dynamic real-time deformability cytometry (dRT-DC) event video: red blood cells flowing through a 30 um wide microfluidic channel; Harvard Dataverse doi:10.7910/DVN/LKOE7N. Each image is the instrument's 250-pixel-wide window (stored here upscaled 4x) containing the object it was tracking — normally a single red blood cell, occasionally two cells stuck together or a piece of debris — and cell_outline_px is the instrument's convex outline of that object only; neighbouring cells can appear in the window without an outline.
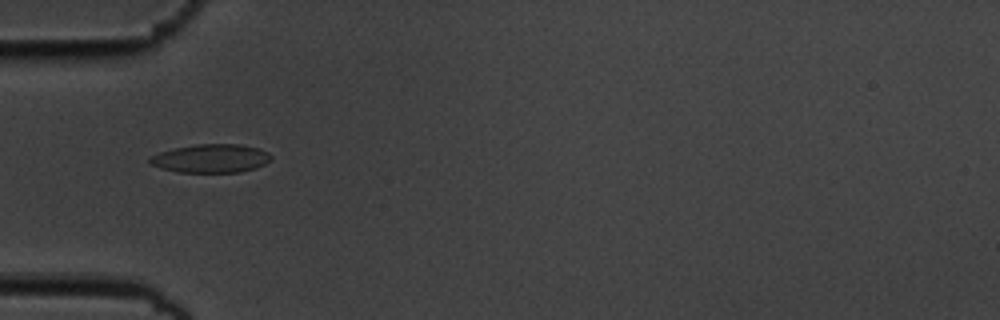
{"species": "common noctule bat (a hibernating species)", "species_latin": "Nyctalus noctula", "temperature_condition": "cold", "stored_images_in_passage": 38, "camera_frame_rate_fps": 3000, "um_per_image_px": 0.085, "animal": {"sex": "male", "body_mass_g": 19.5, "forearm_length_mm": 54.6}, "frame": {"image": 1, "passage_image": 1, "time_ms": 0.0, "image_size_px": [1000, 320], "cell_outline_px": [[272, 160], [256, 168], [240, 172], [176, 172], [160, 168], [148, 164], [148, 160], [152, 156], [160, 152], [176, 148], [196, 144], [240, 144], [260, 148], [268, 152], [272, 156]], "centroid_in_image_um": [17.95, 13.47], "position_along_channel_um": 67.1, "area_um2": 20.29}}
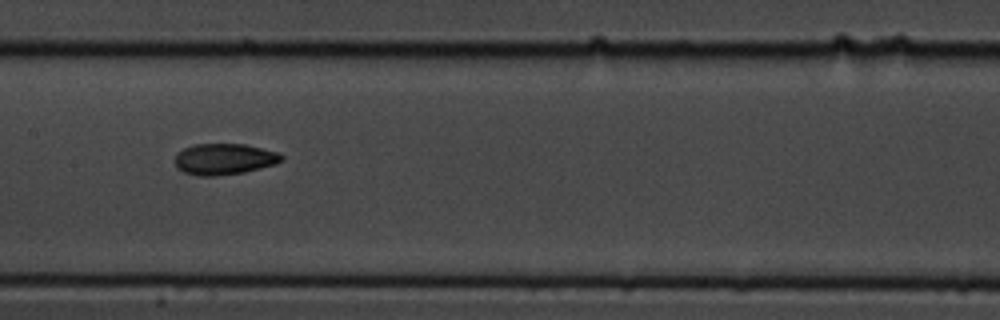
{"frame": {"image": 2, "passage_image": 11, "time_ms": 3.333, "image_size_px": [1000, 320], "cell_outline_px": [[284, 160], [276, 164], [244, 172], [216, 176], [200, 176], [184, 172], [176, 168], [176, 152], [184, 148], [196, 144], [244, 144], [280, 152], [284, 156]], "centroid_in_image_um": [19.09, 13.52], "position_along_channel_um": 188.3, "area_um2": 19.48}}
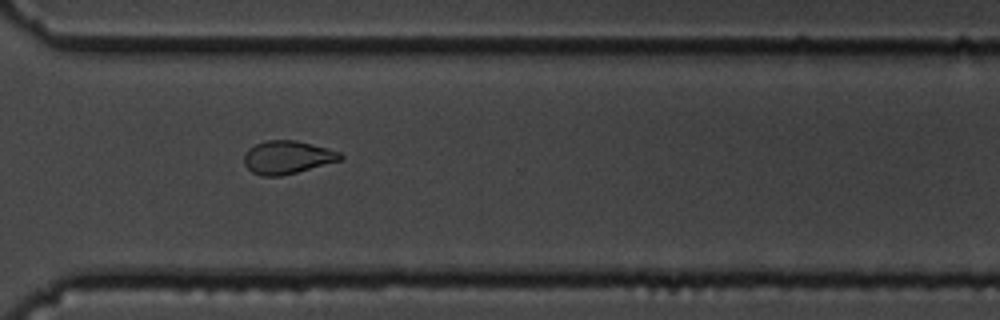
{"frame": {"image": 3, "passage_image": 24, "time_ms": 7.667, "image_size_px": [1000, 320], "cell_outline_px": [[344, 160], [280, 176], [260, 176], [252, 172], [244, 164], [244, 152], [248, 148], [256, 144], [268, 140], [296, 140], [340, 152], [344, 156]], "centroid_in_image_um": [24.42, 13.37], "position_along_channel_um": 346.2, "area_um2": 18.61}, "authors_computed_cell_mechanics": {"area_um2": 19.1029, "velocity_mm_per_s": 3.6486, "shape_relaxation_time_tau1_ms": 6.6017, "shape_relaxation_time_tau2_ms": 3.8588, "deformation_change_tau1": 0.1452, "deformation_change_tau2": 0.0813}}